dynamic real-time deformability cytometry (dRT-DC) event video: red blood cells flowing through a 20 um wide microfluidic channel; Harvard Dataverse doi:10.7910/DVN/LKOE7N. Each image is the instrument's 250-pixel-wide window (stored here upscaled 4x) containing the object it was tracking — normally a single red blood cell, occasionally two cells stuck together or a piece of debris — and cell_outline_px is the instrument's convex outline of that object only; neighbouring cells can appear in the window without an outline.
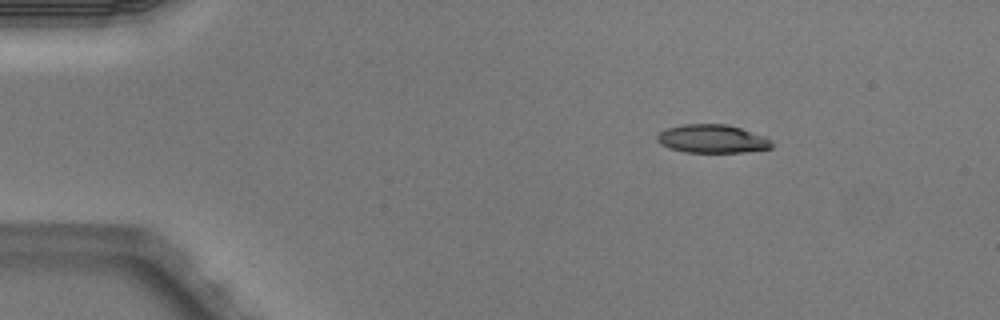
{"species": "Egyptian fruit bat (a non-hibernating species)", "species_latin": "Rousettus aegyptiacus", "temperature_condition": "warm", "stored_images_in_passage": 4, "segment_of_instrument_passage": [1, 2], "camera_frame_rate_fps": 3000, "um_per_image_px": 0.085, "animal": {"sex": "male"}, "frame": {"image": 1, "passage_image": 1, "time_ms": 0.0, "image_size_px": [1000, 320], "cell_outline_px": [[772, 148], [744, 152], [684, 152], [668, 148], [660, 144], [656, 140], [656, 136], [660, 132], [668, 128], [684, 124], [728, 124], [764, 136], [772, 140]], "centroid_in_image_um": [60.53, 11.8], "position_along_channel_um": 24.5, "area_um2": 18.96}}